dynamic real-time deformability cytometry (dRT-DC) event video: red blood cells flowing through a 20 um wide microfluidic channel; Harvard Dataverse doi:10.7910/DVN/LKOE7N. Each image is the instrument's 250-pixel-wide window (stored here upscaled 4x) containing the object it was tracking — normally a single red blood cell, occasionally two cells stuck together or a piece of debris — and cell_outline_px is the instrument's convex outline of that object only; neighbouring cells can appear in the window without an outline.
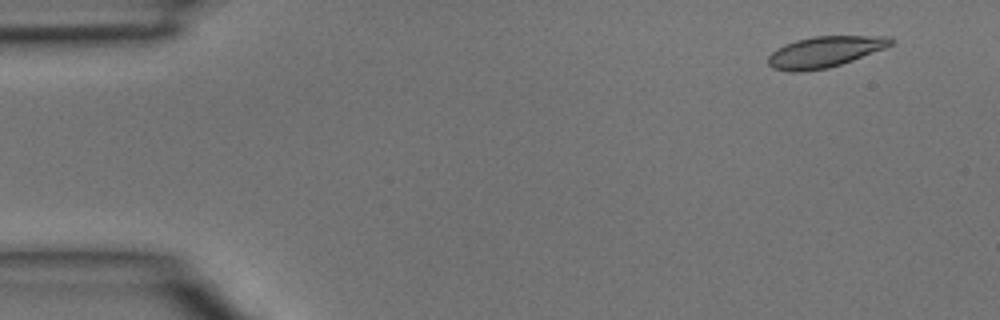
{"species": "common noctule bat (a hibernating species)", "species_latin": "Nyctalus noctula", "temperature_condition": "room temperature", "stored_images_in_passage": 4, "camera_frame_rate_fps": 3000, "um_per_image_px": 0.085, "animal": {"sex": "male", "body_mass_g": 15.6}, "frame": {"image": 1, "passage_image": 1, "time_ms": 0.0, "image_size_px": [1000, 320], "cell_outline_px": [[892, 44], [884, 48], [852, 60], [828, 68], [800, 72], [788, 72], [772, 68], [768, 64], [768, 56], [776, 48], [784, 44], [796, 40], [812, 36], [888, 36], [892, 40]], "centroid_in_image_um": [70.03, 4.41], "position_along_channel_um": 15.0, "area_um2": 22.08}}
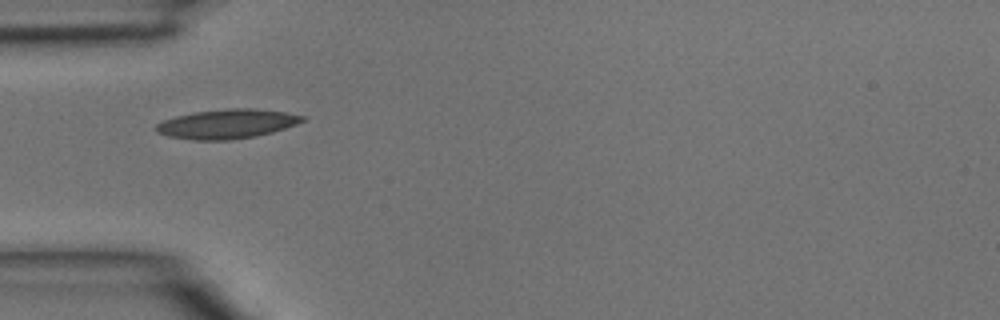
{"frame": {"image": 2, "passage_image": 4, "time_ms": 1.0, "image_size_px": [1000, 320], "cell_outline_px": [[308, 120], [272, 132], [256, 136], [232, 140], [196, 140], [168, 136], [156, 132], [152, 128], [156, 124], [164, 120], [176, 116], [196, 112], [228, 108], [252, 108], [284, 112], [304, 116]], "centroid_in_image_um": [19.28, 10.53], "position_along_channel_um": 65.7, "area_um2": 25.03}}